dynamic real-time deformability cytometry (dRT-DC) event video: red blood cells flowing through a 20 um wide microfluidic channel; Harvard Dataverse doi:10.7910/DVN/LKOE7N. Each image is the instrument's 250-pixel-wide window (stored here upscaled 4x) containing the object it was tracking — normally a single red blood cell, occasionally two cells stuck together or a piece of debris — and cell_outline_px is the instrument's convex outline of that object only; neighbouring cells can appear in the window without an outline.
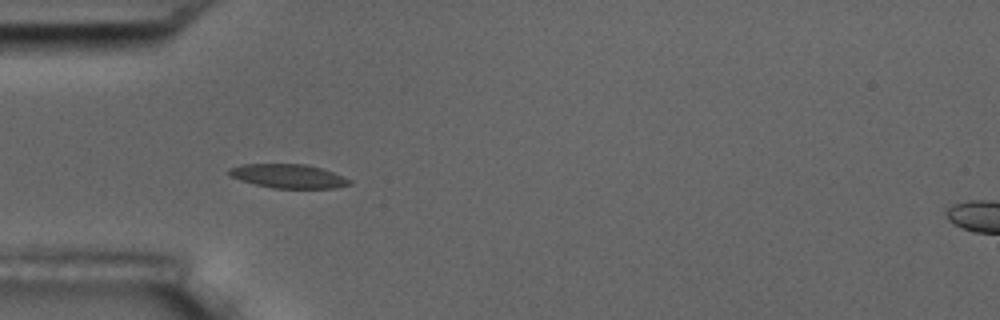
{"species": "common noctule bat (a hibernating species)", "species_latin": "Nyctalus noctula", "temperature_condition": "room temperature", "stored_images_in_passage": 5, "camera_frame_rate_fps": 3000, "um_per_image_px": 0.085, "animal": {"sex": "male", "body_mass_g": 17.5, "forearm_length_mm": 52.3}, "frame": {"image": 1, "passage_image": 4, "time_ms": 1.0, "image_size_px": [1000, 320], "cell_outline_px": [[352, 184], [336, 188], [272, 188], [240, 180], [232, 176], [228, 172], [228, 168], [244, 164], [304, 164], [320, 168], [332, 172], [352, 180]], "centroid_in_image_um": [24.52, 14.97], "position_along_channel_um": 60.5, "area_um2": 16.65}}